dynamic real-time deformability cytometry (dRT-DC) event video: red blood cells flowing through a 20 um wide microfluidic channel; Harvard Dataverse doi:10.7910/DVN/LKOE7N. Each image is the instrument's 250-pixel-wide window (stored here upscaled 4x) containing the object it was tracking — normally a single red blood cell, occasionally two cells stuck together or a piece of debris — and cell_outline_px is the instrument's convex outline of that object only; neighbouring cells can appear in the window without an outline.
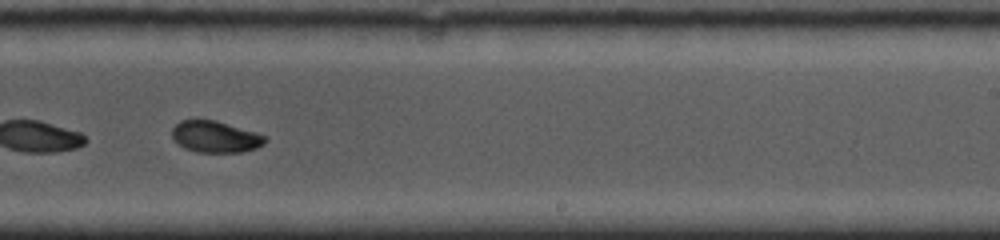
{"species": "common noctule bat (a hibernating species)", "species_latin": "Nyctalus noctula", "temperature_condition": "cold", "stored_images_in_passage": 28, "camera_frame_rate_fps": 5000, "um_per_image_px": 0.085, "animal": {"sex": "female", "body_mass_g": 19.0, "forearm_length_mm": 53.3}, "frame": {"image": 1, "passage_image": 16, "time_ms": 5.6, "image_size_px": [1000, 240], "cell_outline_px": [[268, 140], [264, 144], [256, 148], [240, 152], [196, 152], [184, 148], [172, 136], [172, 128], [180, 120], [216, 120], [256, 132], [268, 136]], "centroid_in_image_um": [18.34, 11.62], "position_along_channel_um": 270.7, "area_um2": 17.11}}
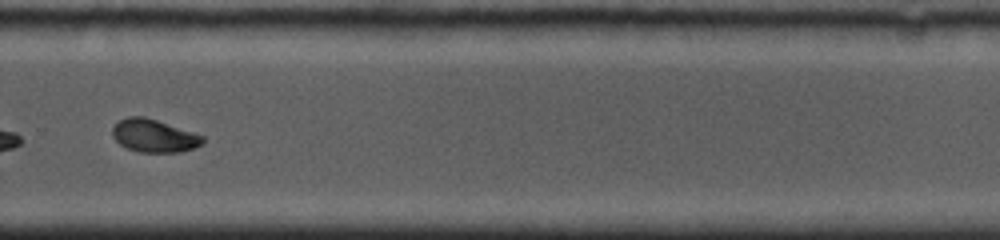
{"frame": {"image": 2, "passage_image": 20, "time_ms": 6.8, "image_size_px": [1000, 240], "cell_outline_px": [[204, 144], [180, 152], [136, 152], [120, 144], [112, 136], [112, 128], [120, 120], [128, 116], [144, 116], [204, 136]], "centroid_in_image_um": [13.08, 11.55], "position_along_channel_um": 316.7, "area_um2": 17.17}}
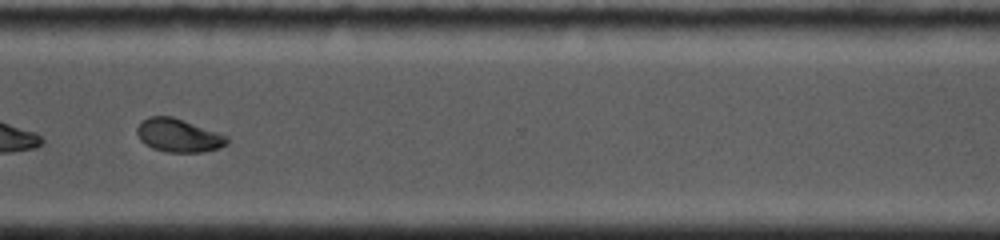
{"frame": {"image": 3, "passage_image": 24, "time_ms": 7.8, "image_size_px": [1000, 240], "cell_outline_px": [[228, 144], [204, 152], [168, 152], [152, 148], [144, 144], [140, 140], [136, 132], [136, 128], [148, 116], [172, 116], [228, 136]], "centroid_in_image_um": [15.15, 11.51], "position_along_channel_um": 355.5, "area_um2": 17.34}, "authors_computed_cell_mechanics": {"area_um2": 17.629, "velocity_mm_per_s": 3.8388, "shape_relaxation_time_tau1_ms": 3.7303, "shape_relaxation_time_tau2_ms": 2.8365, "deformation_change_tau1": 0.161, "deformation_change_tau2": 0.0578}}